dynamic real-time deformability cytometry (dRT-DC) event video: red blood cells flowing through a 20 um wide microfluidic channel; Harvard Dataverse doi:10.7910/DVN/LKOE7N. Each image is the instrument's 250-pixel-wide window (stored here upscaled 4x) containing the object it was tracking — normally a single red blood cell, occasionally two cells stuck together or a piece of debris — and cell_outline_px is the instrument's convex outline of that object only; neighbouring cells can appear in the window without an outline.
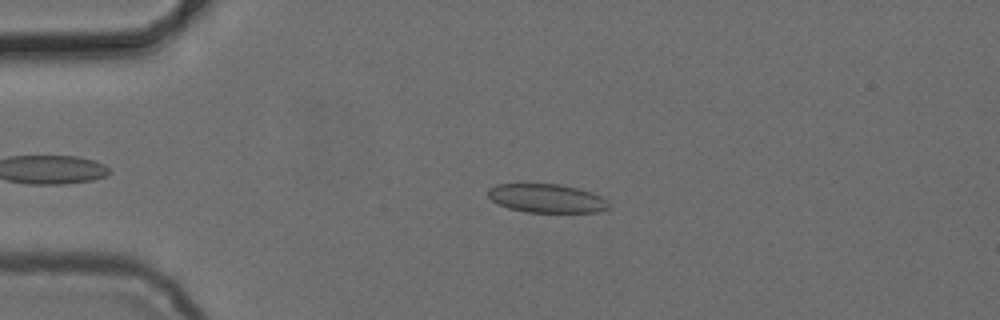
{"species": "common noctule bat (a hibernating species)", "species_latin": "Nyctalus noctula", "temperature_condition": "cold", "stored_images_in_passage": 6, "camera_frame_rate_fps": 3000, "um_per_image_px": 0.085, "animal": {"sex": "female", "body_mass_g": 24.6, "forearm_length_mm": 56.2}, "frame": {"image": 1, "passage_image": 4, "time_ms": 3.667, "image_size_px": [1000, 320], "cell_outline_px": [[608, 208], [596, 212], [528, 212], [508, 208], [492, 200], [488, 196], [488, 188], [496, 184], [560, 184], [592, 192], [608, 200]], "centroid_in_image_um": [46.46, 16.85], "position_along_channel_um": 38.5, "area_um2": 20.06}}